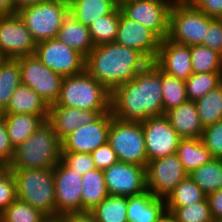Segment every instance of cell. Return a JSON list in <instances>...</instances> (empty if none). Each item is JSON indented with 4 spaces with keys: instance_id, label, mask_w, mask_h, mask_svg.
I'll return each instance as SVG.
<instances>
[{
    "instance_id": "cell-1",
    "label": "cell",
    "mask_w": 222,
    "mask_h": 222,
    "mask_svg": "<svg viewBox=\"0 0 222 222\" xmlns=\"http://www.w3.org/2000/svg\"><path fill=\"white\" fill-rule=\"evenodd\" d=\"M161 69L150 63L133 80L126 81L111 92V113L123 121H143L164 115Z\"/></svg>"
},
{
    "instance_id": "cell-2",
    "label": "cell",
    "mask_w": 222,
    "mask_h": 222,
    "mask_svg": "<svg viewBox=\"0 0 222 222\" xmlns=\"http://www.w3.org/2000/svg\"><path fill=\"white\" fill-rule=\"evenodd\" d=\"M151 62L139 51L116 42L95 46L85 57V70L110 92Z\"/></svg>"
},
{
    "instance_id": "cell-3",
    "label": "cell",
    "mask_w": 222,
    "mask_h": 222,
    "mask_svg": "<svg viewBox=\"0 0 222 222\" xmlns=\"http://www.w3.org/2000/svg\"><path fill=\"white\" fill-rule=\"evenodd\" d=\"M62 143L52 124L45 120L36 131L14 149L8 169H51L61 161Z\"/></svg>"
},
{
    "instance_id": "cell-4",
    "label": "cell",
    "mask_w": 222,
    "mask_h": 222,
    "mask_svg": "<svg viewBox=\"0 0 222 222\" xmlns=\"http://www.w3.org/2000/svg\"><path fill=\"white\" fill-rule=\"evenodd\" d=\"M55 106L74 107L89 111H111V92L86 70L63 77Z\"/></svg>"
},
{
    "instance_id": "cell-5",
    "label": "cell",
    "mask_w": 222,
    "mask_h": 222,
    "mask_svg": "<svg viewBox=\"0 0 222 222\" xmlns=\"http://www.w3.org/2000/svg\"><path fill=\"white\" fill-rule=\"evenodd\" d=\"M16 182L17 199L56 217L55 182L51 169H9Z\"/></svg>"
},
{
    "instance_id": "cell-6",
    "label": "cell",
    "mask_w": 222,
    "mask_h": 222,
    "mask_svg": "<svg viewBox=\"0 0 222 222\" xmlns=\"http://www.w3.org/2000/svg\"><path fill=\"white\" fill-rule=\"evenodd\" d=\"M210 19L188 0H175L169 12L167 38L182 45H203Z\"/></svg>"
},
{
    "instance_id": "cell-7",
    "label": "cell",
    "mask_w": 222,
    "mask_h": 222,
    "mask_svg": "<svg viewBox=\"0 0 222 222\" xmlns=\"http://www.w3.org/2000/svg\"><path fill=\"white\" fill-rule=\"evenodd\" d=\"M108 144L115 151L119 161L146 167L148 156L140 121H123L112 117Z\"/></svg>"
},
{
    "instance_id": "cell-8",
    "label": "cell",
    "mask_w": 222,
    "mask_h": 222,
    "mask_svg": "<svg viewBox=\"0 0 222 222\" xmlns=\"http://www.w3.org/2000/svg\"><path fill=\"white\" fill-rule=\"evenodd\" d=\"M16 13L38 43L57 37L69 7L57 0H46Z\"/></svg>"
},
{
    "instance_id": "cell-9",
    "label": "cell",
    "mask_w": 222,
    "mask_h": 222,
    "mask_svg": "<svg viewBox=\"0 0 222 222\" xmlns=\"http://www.w3.org/2000/svg\"><path fill=\"white\" fill-rule=\"evenodd\" d=\"M17 59L20 66L21 84L37 92L49 106L56 103L63 77L44 65L35 54Z\"/></svg>"
},
{
    "instance_id": "cell-10",
    "label": "cell",
    "mask_w": 222,
    "mask_h": 222,
    "mask_svg": "<svg viewBox=\"0 0 222 222\" xmlns=\"http://www.w3.org/2000/svg\"><path fill=\"white\" fill-rule=\"evenodd\" d=\"M35 55L62 77L77 75L85 70V57L57 38L38 42Z\"/></svg>"
},
{
    "instance_id": "cell-11",
    "label": "cell",
    "mask_w": 222,
    "mask_h": 222,
    "mask_svg": "<svg viewBox=\"0 0 222 222\" xmlns=\"http://www.w3.org/2000/svg\"><path fill=\"white\" fill-rule=\"evenodd\" d=\"M188 176L176 154L148 161L146 188L155 197L166 199L175 186Z\"/></svg>"
},
{
    "instance_id": "cell-12",
    "label": "cell",
    "mask_w": 222,
    "mask_h": 222,
    "mask_svg": "<svg viewBox=\"0 0 222 222\" xmlns=\"http://www.w3.org/2000/svg\"><path fill=\"white\" fill-rule=\"evenodd\" d=\"M175 0H138L120 7L131 20L142 23L160 40L168 37L169 12Z\"/></svg>"
},
{
    "instance_id": "cell-13",
    "label": "cell",
    "mask_w": 222,
    "mask_h": 222,
    "mask_svg": "<svg viewBox=\"0 0 222 222\" xmlns=\"http://www.w3.org/2000/svg\"><path fill=\"white\" fill-rule=\"evenodd\" d=\"M55 182L56 217L82 213V176L62 160L53 168Z\"/></svg>"
},
{
    "instance_id": "cell-14",
    "label": "cell",
    "mask_w": 222,
    "mask_h": 222,
    "mask_svg": "<svg viewBox=\"0 0 222 222\" xmlns=\"http://www.w3.org/2000/svg\"><path fill=\"white\" fill-rule=\"evenodd\" d=\"M37 43L20 17L4 15L0 20V56L17 59L35 54Z\"/></svg>"
},
{
    "instance_id": "cell-15",
    "label": "cell",
    "mask_w": 222,
    "mask_h": 222,
    "mask_svg": "<svg viewBox=\"0 0 222 222\" xmlns=\"http://www.w3.org/2000/svg\"><path fill=\"white\" fill-rule=\"evenodd\" d=\"M148 161L176 153L182 139L165 115L141 121Z\"/></svg>"
},
{
    "instance_id": "cell-16",
    "label": "cell",
    "mask_w": 222,
    "mask_h": 222,
    "mask_svg": "<svg viewBox=\"0 0 222 222\" xmlns=\"http://www.w3.org/2000/svg\"><path fill=\"white\" fill-rule=\"evenodd\" d=\"M113 115L111 111L101 114L95 121L75 129L62 140V152L91 153L108 143Z\"/></svg>"
},
{
    "instance_id": "cell-17",
    "label": "cell",
    "mask_w": 222,
    "mask_h": 222,
    "mask_svg": "<svg viewBox=\"0 0 222 222\" xmlns=\"http://www.w3.org/2000/svg\"><path fill=\"white\" fill-rule=\"evenodd\" d=\"M103 173L109 195L130 197L147 191L144 166L118 161Z\"/></svg>"
},
{
    "instance_id": "cell-18",
    "label": "cell",
    "mask_w": 222,
    "mask_h": 222,
    "mask_svg": "<svg viewBox=\"0 0 222 222\" xmlns=\"http://www.w3.org/2000/svg\"><path fill=\"white\" fill-rule=\"evenodd\" d=\"M160 41L150 29L126 17L119 8L117 44L139 51L152 63L157 57Z\"/></svg>"
},
{
    "instance_id": "cell-19",
    "label": "cell",
    "mask_w": 222,
    "mask_h": 222,
    "mask_svg": "<svg viewBox=\"0 0 222 222\" xmlns=\"http://www.w3.org/2000/svg\"><path fill=\"white\" fill-rule=\"evenodd\" d=\"M191 46L177 44L168 38L160 41L154 63L165 73L178 79L187 80L193 74Z\"/></svg>"
},
{
    "instance_id": "cell-20",
    "label": "cell",
    "mask_w": 222,
    "mask_h": 222,
    "mask_svg": "<svg viewBox=\"0 0 222 222\" xmlns=\"http://www.w3.org/2000/svg\"><path fill=\"white\" fill-rule=\"evenodd\" d=\"M109 111H89L74 107L49 106L48 121L52 124L58 138L62 140L82 125L95 121L101 114Z\"/></svg>"
},
{
    "instance_id": "cell-21",
    "label": "cell",
    "mask_w": 222,
    "mask_h": 222,
    "mask_svg": "<svg viewBox=\"0 0 222 222\" xmlns=\"http://www.w3.org/2000/svg\"><path fill=\"white\" fill-rule=\"evenodd\" d=\"M166 216L165 199L155 197L148 190L127 197L128 222H160Z\"/></svg>"
},
{
    "instance_id": "cell-22",
    "label": "cell",
    "mask_w": 222,
    "mask_h": 222,
    "mask_svg": "<svg viewBox=\"0 0 222 222\" xmlns=\"http://www.w3.org/2000/svg\"><path fill=\"white\" fill-rule=\"evenodd\" d=\"M1 114H33L39 115L45 121L48 120L49 105L37 92L20 84Z\"/></svg>"
},
{
    "instance_id": "cell-23",
    "label": "cell",
    "mask_w": 222,
    "mask_h": 222,
    "mask_svg": "<svg viewBox=\"0 0 222 222\" xmlns=\"http://www.w3.org/2000/svg\"><path fill=\"white\" fill-rule=\"evenodd\" d=\"M181 138H202V126L195 101H187L164 114Z\"/></svg>"
},
{
    "instance_id": "cell-24",
    "label": "cell",
    "mask_w": 222,
    "mask_h": 222,
    "mask_svg": "<svg viewBox=\"0 0 222 222\" xmlns=\"http://www.w3.org/2000/svg\"><path fill=\"white\" fill-rule=\"evenodd\" d=\"M56 38L84 57L95 47L88 26L78 22L70 13L63 19Z\"/></svg>"
},
{
    "instance_id": "cell-25",
    "label": "cell",
    "mask_w": 222,
    "mask_h": 222,
    "mask_svg": "<svg viewBox=\"0 0 222 222\" xmlns=\"http://www.w3.org/2000/svg\"><path fill=\"white\" fill-rule=\"evenodd\" d=\"M175 154L188 174L213 159L201 138H182Z\"/></svg>"
},
{
    "instance_id": "cell-26",
    "label": "cell",
    "mask_w": 222,
    "mask_h": 222,
    "mask_svg": "<svg viewBox=\"0 0 222 222\" xmlns=\"http://www.w3.org/2000/svg\"><path fill=\"white\" fill-rule=\"evenodd\" d=\"M82 212H90L109 194L103 170L94 169L82 175Z\"/></svg>"
},
{
    "instance_id": "cell-27",
    "label": "cell",
    "mask_w": 222,
    "mask_h": 222,
    "mask_svg": "<svg viewBox=\"0 0 222 222\" xmlns=\"http://www.w3.org/2000/svg\"><path fill=\"white\" fill-rule=\"evenodd\" d=\"M11 145L15 149L27 140L44 122L39 115L33 114H2Z\"/></svg>"
},
{
    "instance_id": "cell-28",
    "label": "cell",
    "mask_w": 222,
    "mask_h": 222,
    "mask_svg": "<svg viewBox=\"0 0 222 222\" xmlns=\"http://www.w3.org/2000/svg\"><path fill=\"white\" fill-rule=\"evenodd\" d=\"M118 8L116 0H76L69 13L80 23L89 26L100 16L113 13Z\"/></svg>"
},
{
    "instance_id": "cell-29",
    "label": "cell",
    "mask_w": 222,
    "mask_h": 222,
    "mask_svg": "<svg viewBox=\"0 0 222 222\" xmlns=\"http://www.w3.org/2000/svg\"><path fill=\"white\" fill-rule=\"evenodd\" d=\"M20 84L19 60L2 58L0 60V109L2 111L9 104L13 92Z\"/></svg>"
},
{
    "instance_id": "cell-30",
    "label": "cell",
    "mask_w": 222,
    "mask_h": 222,
    "mask_svg": "<svg viewBox=\"0 0 222 222\" xmlns=\"http://www.w3.org/2000/svg\"><path fill=\"white\" fill-rule=\"evenodd\" d=\"M188 175L206 195L218 191L222 189V159L213 158Z\"/></svg>"
},
{
    "instance_id": "cell-31",
    "label": "cell",
    "mask_w": 222,
    "mask_h": 222,
    "mask_svg": "<svg viewBox=\"0 0 222 222\" xmlns=\"http://www.w3.org/2000/svg\"><path fill=\"white\" fill-rule=\"evenodd\" d=\"M206 198V194L189 177L180 181L173 191L165 199L166 208H177L201 202Z\"/></svg>"
},
{
    "instance_id": "cell-32",
    "label": "cell",
    "mask_w": 222,
    "mask_h": 222,
    "mask_svg": "<svg viewBox=\"0 0 222 222\" xmlns=\"http://www.w3.org/2000/svg\"><path fill=\"white\" fill-rule=\"evenodd\" d=\"M200 122L205 128L222 120V84L195 101Z\"/></svg>"
},
{
    "instance_id": "cell-33",
    "label": "cell",
    "mask_w": 222,
    "mask_h": 222,
    "mask_svg": "<svg viewBox=\"0 0 222 222\" xmlns=\"http://www.w3.org/2000/svg\"><path fill=\"white\" fill-rule=\"evenodd\" d=\"M90 213L97 222H128L127 197L108 195Z\"/></svg>"
},
{
    "instance_id": "cell-34",
    "label": "cell",
    "mask_w": 222,
    "mask_h": 222,
    "mask_svg": "<svg viewBox=\"0 0 222 222\" xmlns=\"http://www.w3.org/2000/svg\"><path fill=\"white\" fill-rule=\"evenodd\" d=\"M161 84L164 114L188 101L184 80L161 70Z\"/></svg>"
},
{
    "instance_id": "cell-35",
    "label": "cell",
    "mask_w": 222,
    "mask_h": 222,
    "mask_svg": "<svg viewBox=\"0 0 222 222\" xmlns=\"http://www.w3.org/2000/svg\"><path fill=\"white\" fill-rule=\"evenodd\" d=\"M119 26V8L113 13L100 16L88 28L94 46L115 42Z\"/></svg>"
},
{
    "instance_id": "cell-36",
    "label": "cell",
    "mask_w": 222,
    "mask_h": 222,
    "mask_svg": "<svg viewBox=\"0 0 222 222\" xmlns=\"http://www.w3.org/2000/svg\"><path fill=\"white\" fill-rule=\"evenodd\" d=\"M222 84V72L193 73L185 80L188 101H196Z\"/></svg>"
},
{
    "instance_id": "cell-37",
    "label": "cell",
    "mask_w": 222,
    "mask_h": 222,
    "mask_svg": "<svg viewBox=\"0 0 222 222\" xmlns=\"http://www.w3.org/2000/svg\"><path fill=\"white\" fill-rule=\"evenodd\" d=\"M193 73L222 72V55L205 45L191 46Z\"/></svg>"
},
{
    "instance_id": "cell-38",
    "label": "cell",
    "mask_w": 222,
    "mask_h": 222,
    "mask_svg": "<svg viewBox=\"0 0 222 222\" xmlns=\"http://www.w3.org/2000/svg\"><path fill=\"white\" fill-rule=\"evenodd\" d=\"M46 218L40 210L17 198L0 214V222H44Z\"/></svg>"
},
{
    "instance_id": "cell-39",
    "label": "cell",
    "mask_w": 222,
    "mask_h": 222,
    "mask_svg": "<svg viewBox=\"0 0 222 222\" xmlns=\"http://www.w3.org/2000/svg\"><path fill=\"white\" fill-rule=\"evenodd\" d=\"M166 211L174 222H212L207 198L184 207L166 208Z\"/></svg>"
},
{
    "instance_id": "cell-40",
    "label": "cell",
    "mask_w": 222,
    "mask_h": 222,
    "mask_svg": "<svg viewBox=\"0 0 222 222\" xmlns=\"http://www.w3.org/2000/svg\"><path fill=\"white\" fill-rule=\"evenodd\" d=\"M16 182L7 167L0 169V214L16 199Z\"/></svg>"
},
{
    "instance_id": "cell-41",
    "label": "cell",
    "mask_w": 222,
    "mask_h": 222,
    "mask_svg": "<svg viewBox=\"0 0 222 222\" xmlns=\"http://www.w3.org/2000/svg\"><path fill=\"white\" fill-rule=\"evenodd\" d=\"M201 139L213 158L222 159V120L205 127Z\"/></svg>"
},
{
    "instance_id": "cell-42",
    "label": "cell",
    "mask_w": 222,
    "mask_h": 222,
    "mask_svg": "<svg viewBox=\"0 0 222 222\" xmlns=\"http://www.w3.org/2000/svg\"><path fill=\"white\" fill-rule=\"evenodd\" d=\"M61 160L81 176L96 169L91 153L62 152Z\"/></svg>"
},
{
    "instance_id": "cell-43",
    "label": "cell",
    "mask_w": 222,
    "mask_h": 222,
    "mask_svg": "<svg viewBox=\"0 0 222 222\" xmlns=\"http://www.w3.org/2000/svg\"><path fill=\"white\" fill-rule=\"evenodd\" d=\"M203 45L222 55V19L211 18L206 28Z\"/></svg>"
},
{
    "instance_id": "cell-44",
    "label": "cell",
    "mask_w": 222,
    "mask_h": 222,
    "mask_svg": "<svg viewBox=\"0 0 222 222\" xmlns=\"http://www.w3.org/2000/svg\"><path fill=\"white\" fill-rule=\"evenodd\" d=\"M14 156V148L10 143L6 128V121L0 114V166L8 167Z\"/></svg>"
},
{
    "instance_id": "cell-45",
    "label": "cell",
    "mask_w": 222,
    "mask_h": 222,
    "mask_svg": "<svg viewBox=\"0 0 222 222\" xmlns=\"http://www.w3.org/2000/svg\"><path fill=\"white\" fill-rule=\"evenodd\" d=\"M96 169L105 170L119 160L115 151L107 143L91 152Z\"/></svg>"
},
{
    "instance_id": "cell-46",
    "label": "cell",
    "mask_w": 222,
    "mask_h": 222,
    "mask_svg": "<svg viewBox=\"0 0 222 222\" xmlns=\"http://www.w3.org/2000/svg\"><path fill=\"white\" fill-rule=\"evenodd\" d=\"M196 9L210 18L222 19V0H188Z\"/></svg>"
},
{
    "instance_id": "cell-47",
    "label": "cell",
    "mask_w": 222,
    "mask_h": 222,
    "mask_svg": "<svg viewBox=\"0 0 222 222\" xmlns=\"http://www.w3.org/2000/svg\"><path fill=\"white\" fill-rule=\"evenodd\" d=\"M212 219H222V189L206 195Z\"/></svg>"
},
{
    "instance_id": "cell-48",
    "label": "cell",
    "mask_w": 222,
    "mask_h": 222,
    "mask_svg": "<svg viewBox=\"0 0 222 222\" xmlns=\"http://www.w3.org/2000/svg\"><path fill=\"white\" fill-rule=\"evenodd\" d=\"M61 217L64 222H97L90 212L70 213Z\"/></svg>"
},
{
    "instance_id": "cell-49",
    "label": "cell",
    "mask_w": 222,
    "mask_h": 222,
    "mask_svg": "<svg viewBox=\"0 0 222 222\" xmlns=\"http://www.w3.org/2000/svg\"><path fill=\"white\" fill-rule=\"evenodd\" d=\"M0 12L4 15L15 14L13 0H0Z\"/></svg>"
},
{
    "instance_id": "cell-50",
    "label": "cell",
    "mask_w": 222,
    "mask_h": 222,
    "mask_svg": "<svg viewBox=\"0 0 222 222\" xmlns=\"http://www.w3.org/2000/svg\"><path fill=\"white\" fill-rule=\"evenodd\" d=\"M44 1L46 0H13L15 6V13L25 7L33 6Z\"/></svg>"
},
{
    "instance_id": "cell-51",
    "label": "cell",
    "mask_w": 222,
    "mask_h": 222,
    "mask_svg": "<svg viewBox=\"0 0 222 222\" xmlns=\"http://www.w3.org/2000/svg\"><path fill=\"white\" fill-rule=\"evenodd\" d=\"M44 222H64V220L62 217L57 216V217H47Z\"/></svg>"
},
{
    "instance_id": "cell-52",
    "label": "cell",
    "mask_w": 222,
    "mask_h": 222,
    "mask_svg": "<svg viewBox=\"0 0 222 222\" xmlns=\"http://www.w3.org/2000/svg\"><path fill=\"white\" fill-rule=\"evenodd\" d=\"M133 1H138V0H116V4L118 8L121 6L125 5L126 3L133 2Z\"/></svg>"
},
{
    "instance_id": "cell-53",
    "label": "cell",
    "mask_w": 222,
    "mask_h": 222,
    "mask_svg": "<svg viewBox=\"0 0 222 222\" xmlns=\"http://www.w3.org/2000/svg\"><path fill=\"white\" fill-rule=\"evenodd\" d=\"M65 5H67L68 7H70L76 0H57Z\"/></svg>"
},
{
    "instance_id": "cell-54",
    "label": "cell",
    "mask_w": 222,
    "mask_h": 222,
    "mask_svg": "<svg viewBox=\"0 0 222 222\" xmlns=\"http://www.w3.org/2000/svg\"><path fill=\"white\" fill-rule=\"evenodd\" d=\"M160 222H174L168 215L162 219Z\"/></svg>"
},
{
    "instance_id": "cell-55",
    "label": "cell",
    "mask_w": 222,
    "mask_h": 222,
    "mask_svg": "<svg viewBox=\"0 0 222 222\" xmlns=\"http://www.w3.org/2000/svg\"><path fill=\"white\" fill-rule=\"evenodd\" d=\"M212 222H222V219H212Z\"/></svg>"
},
{
    "instance_id": "cell-56",
    "label": "cell",
    "mask_w": 222,
    "mask_h": 222,
    "mask_svg": "<svg viewBox=\"0 0 222 222\" xmlns=\"http://www.w3.org/2000/svg\"><path fill=\"white\" fill-rule=\"evenodd\" d=\"M4 16V14H2L1 12H0V20H1V18Z\"/></svg>"
}]
</instances>
